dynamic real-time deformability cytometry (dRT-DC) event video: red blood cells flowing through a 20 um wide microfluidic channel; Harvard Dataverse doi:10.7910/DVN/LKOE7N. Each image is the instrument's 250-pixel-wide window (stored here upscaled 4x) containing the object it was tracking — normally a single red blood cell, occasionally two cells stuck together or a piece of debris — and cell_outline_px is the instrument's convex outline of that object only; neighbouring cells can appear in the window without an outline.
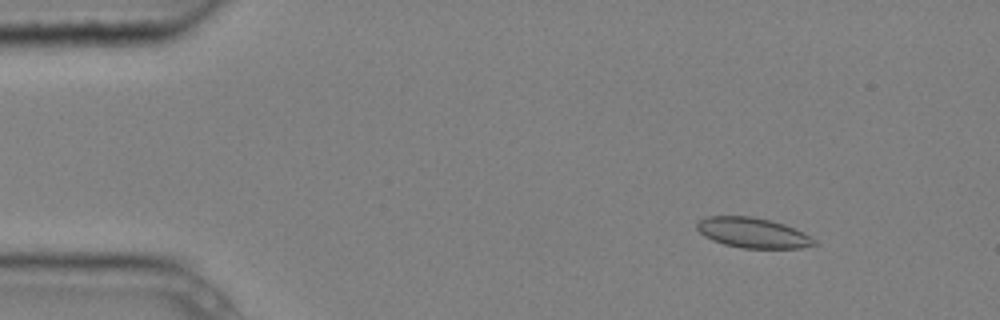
{"species": "common noctule bat (a hibernating species)", "species_latin": "Nyctalus noctula", "temperature_condition": "cold", "stored_images_in_passage": 7, "camera_frame_rate_fps": 3000, "um_per_image_px": 0.085, "animal": {"sex": "male", "body_mass_g": 20.4}, "frame": {"image": 1, "passage_image": 2, "time_ms": 0.333, "image_size_px": [1000, 320], "cell_outline_px": [[820, 244], [800, 248], [740, 248], [724, 244], [712, 240], [704, 236], [696, 228], [696, 224], [700, 220], [708, 216], [752, 216], [772, 220], [796, 228], [804, 232], [816, 240]], "centroid_in_image_um": [64.02, 19.79], "position_along_channel_um": 21.0, "area_um2": 20.87}}
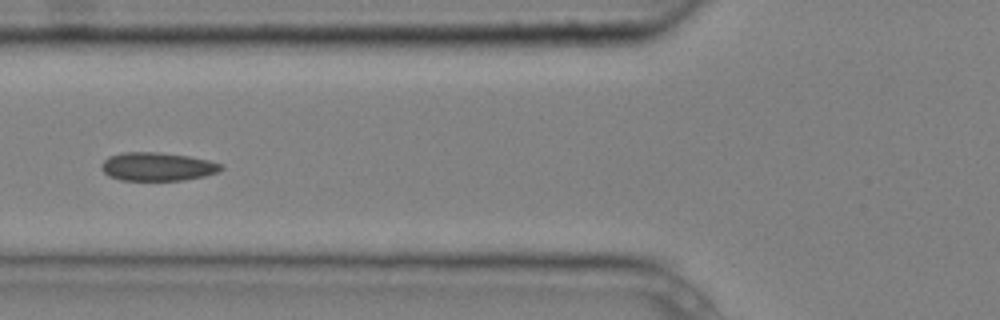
{"frame": {"image": 2, "passage_image": 6, "time_ms": 1.667, "image_size_px": [1000, 320], "cell_outline_px": [[224, 168], [220, 172], [204, 176], [184, 180], [120, 180], [108, 176], [100, 168], [100, 164], [108, 156], [120, 152], [156, 152], [188, 156], [208, 160], [224, 164]], "centroid_in_image_um": [13.37, 14.16], "position_along_channel_um": 112.4, "area_um2": 20.06}}
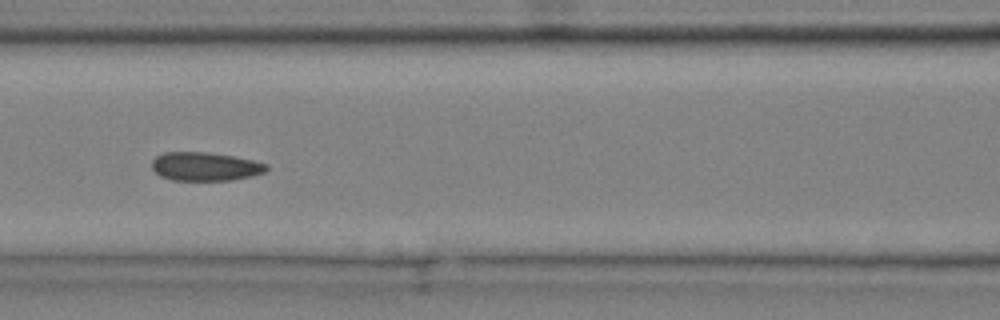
{"frame": {"image": 3, "passage_image": 7, "time_ms": 2.0, "image_size_px": [1000, 320], "cell_outline_px": [[268, 168], [264, 172], [252, 176], [232, 180], [172, 180], [160, 176], [152, 168], [152, 160], [156, 156], [164, 152], [208, 152], [232, 156], [252, 160], [268, 164]], "centroid_in_image_um": [17.43, 14.15], "position_along_channel_um": 149.2, "area_um2": 19.07}}